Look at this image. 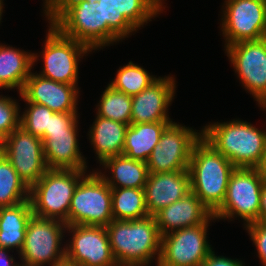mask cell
Here are the masks:
<instances>
[{"mask_svg":"<svg viewBox=\"0 0 266 266\" xmlns=\"http://www.w3.org/2000/svg\"><path fill=\"white\" fill-rule=\"evenodd\" d=\"M106 231L118 265L148 266L153 259L158 264L162 236L154 216L112 220Z\"/></svg>","mask_w":266,"mask_h":266,"instance_id":"obj_1","label":"cell"},{"mask_svg":"<svg viewBox=\"0 0 266 266\" xmlns=\"http://www.w3.org/2000/svg\"><path fill=\"white\" fill-rule=\"evenodd\" d=\"M200 131L202 138L236 168H257L260 165L266 147V131L239 119L211 123Z\"/></svg>","mask_w":266,"mask_h":266,"instance_id":"obj_2","label":"cell"},{"mask_svg":"<svg viewBox=\"0 0 266 266\" xmlns=\"http://www.w3.org/2000/svg\"><path fill=\"white\" fill-rule=\"evenodd\" d=\"M235 169L203 138L194 145L188 167L191 191L212 214L222 206L230 175Z\"/></svg>","mask_w":266,"mask_h":266,"instance_id":"obj_3","label":"cell"},{"mask_svg":"<svg viewBox=\"0 0 266 266\" xmlns=\"http://www.w3.org/2000/svg\"><path fill=\"white\" fill-rule=\"evenodd\" d=\"M99 2L57 0L47 17L62 35L86 45L91 51L108 46V24L102 23L95 8Z\"/></svg>","mask_w":266,"mask_h":266,"instance_id":"obj_4","label":"cell"},{"mask_svg":"<svg viewBox=\"0 0 266 266\" xmlns=\"http://www.w3.org/2000/svg\"><path fill=\"white\" fill-rule=\"evenodd\" d=\"M86 173V170L48 169L29 190L33 215L68 225L72 196Z\"/></svg>","mask_w":266,"mask_h":266,"instance_id":"obj_5","label":"cell"},{"mask_svg":"<svg viewBox=\"0 0 266 266\" xmlns=\"http://www.w3.org/2000/svg\"><path fill=\"white\" fill-rule=\"evenodd\" d=\"M95 171L79 181L72 196L68 225L107 226L114 220L111 187Z\"/></svg>","mask_w":266,"mask_h":266,"instance_id":"obj_6","label":"cell"},{"mask_svg":"<svg viewBox=\"0 0 266 266\" xmlns=\"http://www.w3.org/2000/svg\"><path fill=\"white\" fill-rule=\"evenodd\" d=\"M265 180L257 168H236L230 175L226 197L213 214L216 219L240 217L245 226L259 222L261 188Z\"/></svg>","mask_w":266,"mask_h":266,"instance_id":"obj_7","label":"cell"},{"mask_svg":"<svg viewBox=\"0 0 266 266\" xmlns=\"http://www.w3.org/2000/svg\"><path fill=\"white\" fill-rule=\"evenodd\" d=\"M66 227V223L60 220L32 215L27 223L24 244L19 253L21 264L52 266L65 259V245L63 248L61 245Z\"/></svg>","mask_w":266,"mask_h":266,"instance_id":"obj_8","label":"cell"},{"mask_svg":"<svg viewBox=\"0 0 266 266\" xmlns=\"http://www.w3.org/2000/svg\"><path fill=\"white\" fill-rule=\"evenodd\" d=\"M95 8L108 24V46L128 38L129 34L143 27L165 9L155 0H97Z\"/></svg>","mask_w":266,"mask_h":266,"instance_id":"obj_9","label":"cell"},{"mask_svg":"<svg viewBox=\"0 0 266 266\" xmlns=\"http://www.w3.org/2000/svg\"><path fill=\"white\" fill-rule=\"evenodd\" d=\"M213 214L203 223L162 236L157 266H198L213 251L207 241V228Z\"/></svg>","mask_w":266,"mask_h":266,"instance_id":"obj_10","label":"cell"},{"mask_svg":"<svg viewBox=\"0 0 266 266\" xmlns=\"http://www.w3.org/2000/svg\"><path fill=\"white\" fill-rule=\"evenodd\" d=\"M44 49L41 52L44 67L39 75L68 85H77L78 63L92 52L86 45L62 35L51 23Z\"/></svg>","mask_w":266,"mask_h":266,"instance_id":"obj_11","label":"cell"},{"mask_svg":"<svg viewBox=\"0 0 266 266\" xmlns=\"http://www.w3.org/2000/svg\"><path fill=\"white\" fill-rule=\"evenodd\" d=\"M201 138L202 132L171 122L146 162L149 173L188 170L193 147Z\"/></svg>","mask_w":266,"mask_h":266,"instance_id":"obj_12","label":"cell"},{"mask_svg":"<svg viewBox=\"0 0 266 266\" xmlns=\"http://www.w3.org/2000/svg\"><path fill=\"white\" fill-rule=\"evenodd\" d=\"M222 35L225 46L266 38V0H225Z\"/></svg>","mask_w":266,"mask_h":266,"instance_id":"obj_13","label":"cell"},{"mask_svg":"<svg viewBox=\"0 0 266 266\" xmlns=\"http://www.w3.org/2000/svg\"><path fill=\"white\" fill-rule=\"evenodd\" d=\"M0 151L29 188L48 170L42 139L20 126L0 143Z\"/></svg>","mask_w":266,"mask_h":266,"instance_id":"obj_14","label":"cell"},{"mask_svg":"<svg viewBox=\"0 0 266 266\" xmlns=\"http://www.w3.org/2000/svg\"><path fill=\"white\" fill-rule=\"evenodd\" d=\"M72 238L65 245V258L77 266H117L106 226L67 225Z\"/></svg>","mask_w":266,"mask_h":266,"instance_id":"obj_15","label":"cell"},{"mask_svg":"<svg viewBox=\"0 0 266 266\" xmlns=\"http://www.w3.org/2000/svg\"><path fill=\"white\" fill-rule=\"evenodd\" d=\"M245 90L259 103L266 96V38L225 47Z\"/></svg>","mask_w":266,"mask_h":266,"instance_id":"obj_16","label":"cell"},{"mask_svg":"<svg viewBox=\"0 0 266 266\" xmlns=\"http://www.w3.org/2000/svg\"><path fill=\"white\" fill-rule=\"evenodd\" d=\"M78 95L77 85L56 82L31 72L19 96L24 102L47 106L56 113H77Z\"/></svg>","mask_w":266,"mask_h":266,"instance_id":"obj_17","label":"cell"},{"mask_svg":"<svg viewBox=\"0 0 266 266\" xmlns=\"http://www.w3.org/2000/svg\"><path fill=\"white\" fill-rule=\"evenodd\" d=\"M175 88L172 76L158 77L142 92L132 96L131 124L172 121L167 113Z\"/></svg>","mask_w":266,"mask_h":266,"instance_id":"obj_18","label":"cell"},{"mask_svg":"<svg viewBox=\"0 0 266 266\" xmlns=\"http://www.w3.org/2000/svg\"><path fill=\"white\" fill-rule=\"evenodd\" d=\"M189 192H191V184L188 170L149 173L144 188L149 216H154Z\"/></svg>","mask_w":266,"mask_h":266,"instance_id":"obj_19","label":"cell"},{"mask_svg":"<svg viewBox=\"0 0 266 266\" xmlns=\"http://www.w3.org/2000/svg\"><path fill=\"white\" fill-rule=\"evenodd\" d=\"M78 128L49 131L44 138V158L48 169L87 170L77 139Z\"/></svg>","mask_w":266,"mask_h":266,"instance_id":"obj_20","label":"cell"},{"mask_svg":"<svg viewBox=\"0 0 266 266\" xmlns=\"http://www.w3.org/2000/svg\"><path fill=\"white\" fill-rule=\"evenodd\" d=\"M212 213L191 191L186 196L161 209L154 215L161 236L198 224H203Z\"/></svg>","mask_w":266,"mask_h":266,"instance_id":"obj_21","label":"cell"},{"mask_svg":"<svg viewBox=\"0 0 266 266\" xmlns=\"http://www.w3.org/2000/svg\"><path fill=\"white\" fill-rule=\"evenodd\" d=\"M39 56L0 44V88H16L20 94Z\"/></svg>","mask_w":266,"mask_h":266,"instance_id":"obj_22","label":"cell"},{"mask_svg":"<svg viewBox=\"0 0 266 266\" xmlns=\"http://www.w3.org/2000/svg\"><path fill=\"white\" fill-rule=\"evenodd\" d=\"M128 126V124L96 116L88 135L100 164L107 158L122 155Z\"/></svg>","mask_w":266,"mask_h":266,"instance_id":"obj_23","label":"cell"},{"mask_svg":"<svg viewBox=\"0 0 266 266\" xmlns=\"http://www.w3.org/2000/svg\"><path fill=\"white\" fill-rule=\"evenodd\" d=\"M33 212L30 200L17 205L0 207V247L20 253Z\"/></svg>","mask_w":266,"mask_h":266,"instance_id":"obj_24","label":"cell"},{"mask_svg":"<svg viewBox=\"0 0 266 266\" xmlns=\"http://www.w3.org/2000/svg\"><path fill=\"white\" fill-rule=\"evenodd\" d=\"M101 165L111 171V178L97 171L111 188H145L149 175L146 162L117 155L105 159Z\"/></svg>","mask_w":266,"mask_h":266,"instance_id":"obj_25","label":"cell"},{"mask_svg":"<svg viewBox=\"0 0 266 266\" xmlns=\"http://www.w3.org/2000/svg\"><path fill=\"white\" fill-rule=\"evenodd\" d=\"M173 121L130 124L125 133L122 155L147 162L153 148L159 143L164 129Z\"/></svg>","mask_w":266,"mask_h":266,"instance_id":"obj_26","label":"cell"},{"mask_svg":"<svg viewBox=\"0 0 266 266\" xmlns=\"http://www.w3.org/2000/svg\"><path fill=\"white\" fill-rule=\"evenodd\" d=\"M114 220H136L147 216L144 188H111Z\"/></svg>","mask_w":266,"mask_h":266,"instance_id":"obj_27","label":"cell"},{"mask_svg":"<svg viewBox=\"0 0 266 266\" xmlns=\"http://www.w3.org/2000/svg\"><path fill=\"white\" fill-rule=\"evenodd\" d=\"M29 190L10 161L0 151V207L13 206L29 200Z\"/></svg>","mask_w":266,"mask_h":266,"instance_id":"obj_28","label":"cell"},{"mask_svg":"<svg viewBox=\"0 0 266 266\" xmlns=\"http://www.w3.org/2000/svg\"><path fill=\"white\" fill-rule=\"evenodd\" d=\"M97 106L96 115L124 124H131V96L107 85Z\"/></svg>","mask_w":266,"mask_h":266,"instance_id":"obj_29","label":"cell"},{"mask_svg":"<svg viewBox=\"0 0 266 266\" xmlns=\"http://www.w3.org/2000/svg\"><path fill=\"white\" fill-rule=\"evenodd\" d=\"M157 79L154 75L132 61L123 67H119L117 75L110 85L113 89L129 96L137 95L146 89Z\"/></svg>","mask_w":266,"mask_h":266,"instance_id":"obj_30","label":"cell"},{"mask_svg":"<svg viewBox=\"0 0 266 266\" xmlns=\"http://www.w3.org/2000/svg\"><path fill=\"white\" fill-rule=\"evenodd\" d=\"M28 108L20 116V127L25 131L32 133L35 137L43 139L50 131V116L53 111L47 106L26 102Z\"/></svg>","mask_w":266,"mask_h":266,"instance_id":"obj_31","label":"cell"},{"mask_svg":"<svg viewBox=\"0 0 266 266\" xmlns=\"http://www.w3.org/2000/svg\"><path fill=\"white\" fill-rule=\"evenodd\" d=\"M17 101L0 95V143L20 126V109Z\"/></svg>","mask_w":266,"mask_h":266,"instance_id":"obj_32","label":"cell"},{"mask_svg":"<svg viewBox=\"0 0 266 266\" xmlns=\"http://www.w3.org/2000/svg\"><path fill=\"white\" fill-rule=\"evenodd\" d=\"M251 240L256 246L258 257L263 266H266V227L259 221L244 226Z\"/></svg>","mask_w":266,"mask_h":266,"instance_id":"obj_33","label":"cell"},{"mask_svg":"<svg viewBox=\"0 0 266 266\" xmlns=\"http://www.w3.org/2000/svg\"><path fill=\"white\" fill-rule=\"evenodd\" d=\"M78 113H56L50 116V131L78 128Z\"/></svg>","mask_w":266,"mask_h":266,"instance_id":"obj_34","label":"cell"},{"mask_svg":"<svg viewBox=\"0 0 266 266\" xmlns=\"http://www.w3.org/2000/svg\"><path fill=\"white\" fill-rule=\"evenodd\" d=\"M244 264V265H243ZM198 266H245L242 260L230 259L224 256H216L215 252L212 251L207 259Z\"/></svg>","mask_w":266,"mask_h":266,"instance_id":"obj_35","label":"cell"},{"mask_svg":"<svg viewBox=\"0 0 266 266\" xmlns=\"http://www.w3.org/2000/svg\"><path fill=\"white\" fill-rule=\"evenodd\" d=\"M9 251V249L0 247V266H19V262H14L15 258L13 255L8 256Z\"/></svg>","mask_w":266,"mask_h":266,"instance_id":"obj_36","label":"cell"},{"mask_svg":"<svg viewBox=\"0 0 266 266\" xmlns=\"http://www.w3.org/2000/svg\"><path fill=\"white\" fill-rule=\"evenodd\" d=\"M264 218H266V181L261 188L259 221L261 222Z\"/></svg>","mask_w":266,"mask_h":266,"instance_id":"obj_37","label":"cell"},{"mask_svg":"<svg viewBox=\"0 0 266 266\" xmlns=\"http://www.w3.org/2000/svg\"><path fill=\"white\" fill-rule=\"evenodd\" d=\"M44 13L46 18L54 11L57 0H45L44 1Z\"/></svg>","mask_w":266,"mask_h":266,"instance_id":"obj_38","label":"cell"},{"mask_svg":"<svg viewBox=\"0 0 266 266\" xmlns=\"http://www.w3.org/2000/svg\"><path fill=\"white\" fill-rule=\"evenodd\" d=\"M257 169H258L260 175L266 181V147L264 150L262 161H261L260 165L257 167Z\"/></svg>","mask_w":266,"mask_h":266,"instance_id":"obj_39","label":"cell"},{"mask_svg":"<svg viewBox=\"0 0 266 266\" xmlns=\"http://www.w3.org/2000/svg\"><path fill=\"white\" fill-rule=\"evenodd\" d=\"M52 266H77V265L74 264L72 261L65 258V259L57 262L56 264H53Z\"/></svg>","mask_w":266,"mask_h":266,"instance_id":"obj_40","label":"cell"},{"mask_svg":"<svg viewBox=\"0 0 266 266\" xmlns=\"http://www.w3.org/2000/svg\"><path fill=\"white\" fill-rule=\"evenodd\" d=\"M258 104L261 108L263 107V109L266 110V96Z\"/></svg>","mask_w":266,"mask_h":266,"instance_id":"obj_41","label":"cell"},{"mask_svg":"<svg viewBox=\"0 0 266 266\" xmlns=\"http://www.w3.org/2000/svg\"><path fill=\"white\" fill-rule=\"evenodd\" d=\"M3 5H4L3 0H0V23L2 19L3 8H4Z\"/></svg>","mask_w":266,"mask_h":266,"instance_id":"obj_42","label":"cell"},{"mask_svg":"<svg viewBox=\"0 0 266 266\" xmlns=\"http://www.w3.org/2000/svg\"><path fill=\"white\" fill-rule=\"evenodd\" d=\"M155 1H156L161 7H162L163 4H164V3H163L164 0H155Z\"/></svg>","mask_w":266,"mask_h":266,"instance_id":"obj_43","label":"cell"},{"mask_svg":"<svg viewBox=\"0 0 266 266\" xmlns=\"http://www.w3.org/2000/svg\"><path fill=\"white\" fill-rule=\"evenodd\" d=\"M261 223L266 227V218H264Z\"/></svg>","mask_w":266,"mask_h":266,"instance_id":"obj_44","label":"cell"},{"mask_svg":"<svg viewBox=\"0 0 266 266\" xmlns=\"http://www.w3.org/2000/svg\"><path fill=\"white\" fill-rule=\"evenodd\" d=\"M85 1H88L89 3H94V2H96L97 0H85Z\"/></svg>","mask_w":266,"mask_h":266,"instance_id":"obj_45","label":"cell"},{"mask_svg":"<svg viewBox=\"0 0 266 266\" xmlns=\"http://www.w3.org/2000/svg\"><path fill=\"white\" fill-rule=\"evenodd\" d=\"M117 266H133V265H117Z\"/></svg>","mask_w":266,"mask_h":266,"instance_id":"obj_46","label":"cell"}]
</instances>
